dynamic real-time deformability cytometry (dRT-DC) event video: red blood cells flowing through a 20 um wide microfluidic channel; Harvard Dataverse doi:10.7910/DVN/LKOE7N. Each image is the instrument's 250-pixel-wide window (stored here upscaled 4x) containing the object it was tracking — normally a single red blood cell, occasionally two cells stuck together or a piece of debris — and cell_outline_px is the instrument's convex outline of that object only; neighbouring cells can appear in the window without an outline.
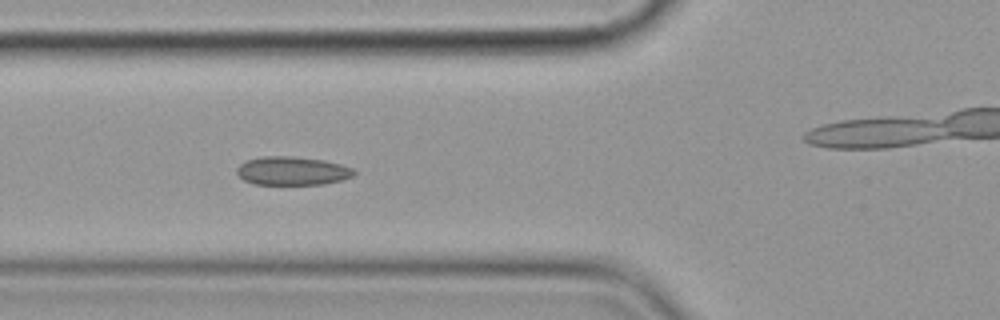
{"species": "common noctule bat (a hibernating species)", "species_latin": "Nyctalus noctula", "temperature_condition": "cold", "stored_images_in_passage": 11, "camera_frame_rate_fps": 3000, "um_per_image_px": 0.085, "animal": {"sex": "female", "body_mass_g": 19.9}, "frame": {"image": 1, "passage_image": 7, "time_ms": 7.0, "image_size_px": [1000, 320], "cell_outline_px": [[356, 172], [352, 176], [340, 180], [324, 184], [256, 184], [244, 180], [236, 172], [236, 168], [240, 164], [248, 160], [260, 156], [292, 156], [324, 160], [340, 164], [352, 168]], "centroid_in_image_um": [24.83, 14.51], "position_along_channel_um": 101.0, "area_um2": 19.36}}
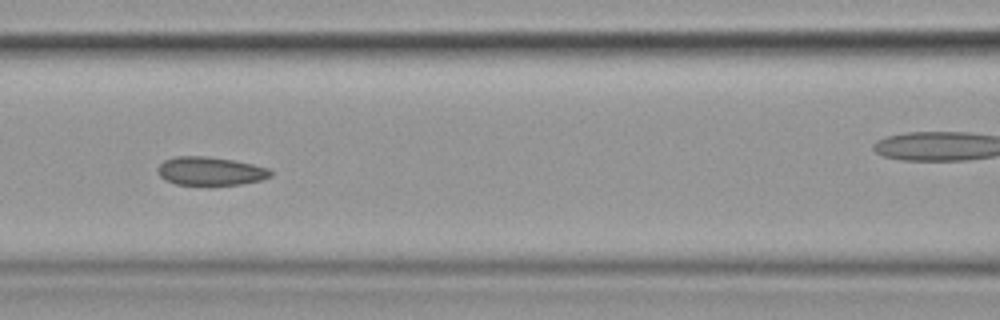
{"frame": {"image": 2, "passage_image": 8, "time_ms": 8.333, "image_size_px": [1000, 320], "cell_outline_px": [[272, 176], [260, 180], [240, 184], [176, 184], [164, 180], [160, 176], [156, 168], [164, 160], [176, 156], [208, 156], [232, 160], [252, 164], [268, 168], [272, 172]], "centroid_in_image_um": [17.85, 14.53], "position_along_channel_um": 148.7, "area_um2": 18.55}}